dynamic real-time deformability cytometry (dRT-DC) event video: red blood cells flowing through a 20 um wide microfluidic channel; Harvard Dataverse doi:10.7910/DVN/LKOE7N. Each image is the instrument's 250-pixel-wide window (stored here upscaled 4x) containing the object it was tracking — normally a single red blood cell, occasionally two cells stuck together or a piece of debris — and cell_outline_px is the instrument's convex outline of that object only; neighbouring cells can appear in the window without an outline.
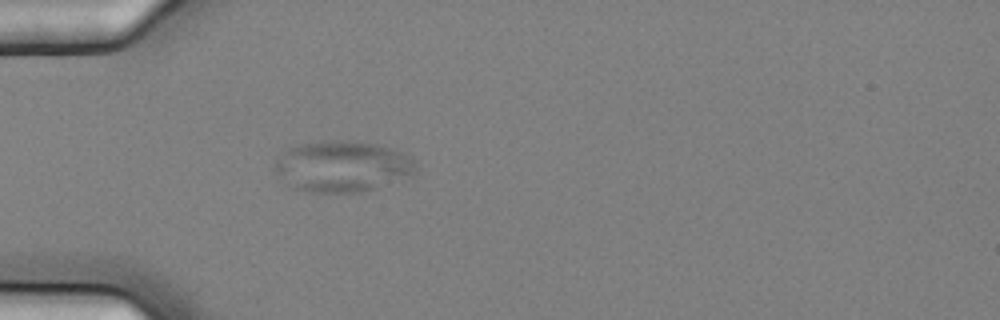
{"species": "common noctule bat (a hibernating species)", "species_latin": "Nyctalus noctula", "temperature_condition": "cold", "stored_images_in_passage": 44, "camera_frame_rate_fps": 3000, "um_per_image_px": 0.085, "animal": {"sex": "female", "body_mass_g": 25.1}, "frame": {"image": 1, "passage_image": 5, "time_ms": 1.333, "image_size_px": [1000, 320], "cell_outline_px": [[416, 172], [412, 176], [360, 192], [308, 192], [292, 188], [276, 172], [276, 160], [288, 148], [300, 144], [320, 140], [352, 140], [376, 144], [400, 152], [416, 160]], "centroid_in_image_um": [29.11, 14.13], "position_along_channel_um": 55.9, "area_um2": 41.85}}
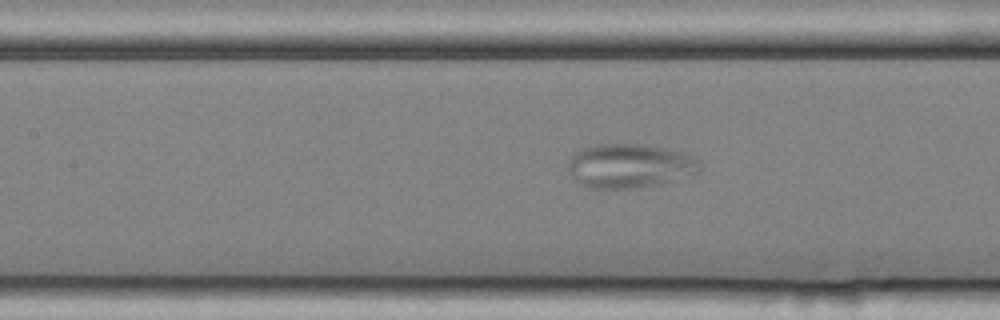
{"frame": {"image": 2, "passage_image": 14, "time_ms": 4.333, "image_size_px": [1000, 320], "cell_outline_px": [[700, 172], [652, 184], [632, 188], [588, 188], [580, 184], [568, 172], [568, 160], [576, 152], [584, 148], [596, 144], [640, 144], [668, 148], [684, 152], [700, 160]], "centroid_in_image_um": [53.49, 14.07], "position_along_channel_um": 153.9, "area_um2": 33.52}}
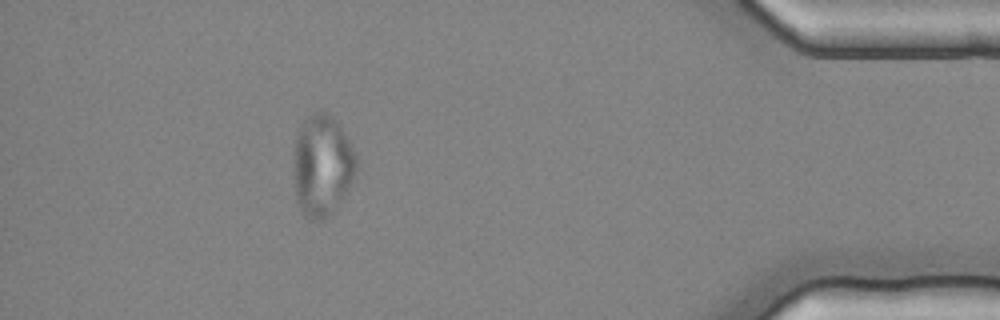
{"frame": {"image": 3, "passage_image": 39, "time_ms": 12.667, "image_size_px": [1000, 320], "cell_outline_px": [[356, 172], [348, 192], [332, 212], [324, 220], [308, 220], [304, 216], [296, 200], [292, 168], [292, 160], [296, 132], [300, 124], [312, 112], [328, 112], [340, 124], [356, 156]], "centroid_in_image_um": [27.35, 14.07], "position_along_channel_um": 407.9, "area_um2": 37.92}}